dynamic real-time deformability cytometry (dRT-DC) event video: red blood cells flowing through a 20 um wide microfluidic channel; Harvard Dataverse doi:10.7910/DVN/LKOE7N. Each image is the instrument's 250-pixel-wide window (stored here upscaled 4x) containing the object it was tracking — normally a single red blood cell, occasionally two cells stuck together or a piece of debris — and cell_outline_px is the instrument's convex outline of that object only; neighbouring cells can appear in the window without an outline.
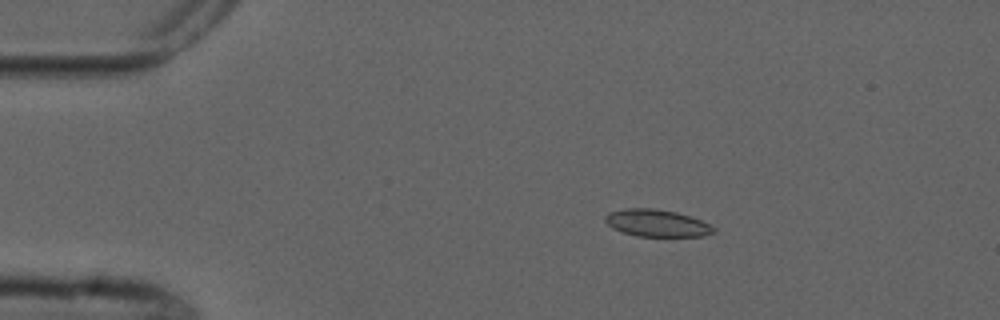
{"species": "common noctule bat (a hibernating species)", "species_latin": "Nyctalus noctula", "temperature_condition": "cold", "stored_images_in_passage": 5, "camera_frame_rate_fps": 3000, "um_per_image_px": 0.085, "animal": {"sex": "male", "forearm_length_mm": 52.5}, "frame": {"image": 1, "passage_image": 2, "time_ms": 2.0, "image_size_px": [1000, 320], "cell_outline_px": [[716, 232], [704, 236], [636, 236], [620, 232], [612, 228], [604, 220], [604, 216], [608, 212], [624, 208], [656, 208], [676, 212], [700, 220], [716, 228]], "centroid_in_image_um": [55.79, 18.96], "position_along_channel_um": 29.2, "area_um2": 17.28}}
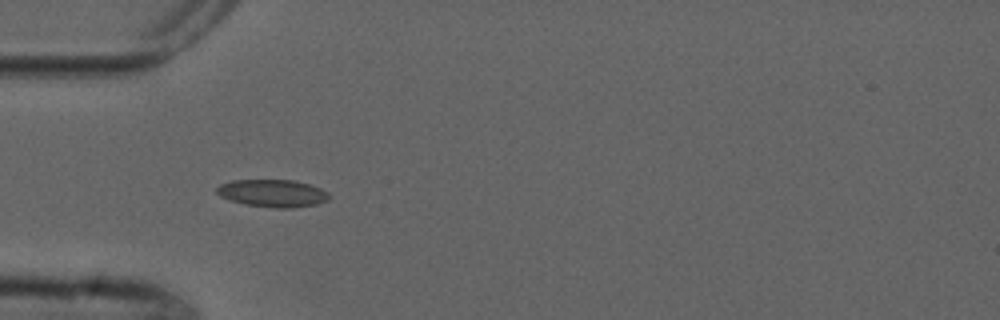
{"frame": {"image": 2, "passage_image": 4, "time_ms": 4.333, "image_size_px": [1000, 320], "cell_outline_px": [[332, 196], [328, 200], [316, 204], [292, 208], [276, 208], [244, 204], [228, 200], [220, 196], [216, 192], [216, 188], [220, 184], [232, 180], [292, 180], [308, 184], [320, 188], [328, 192]], "centroid_in_image_um": [23.16, 16.43], "position_along_channel_um": 61.8, "area_um2": 18.09}}
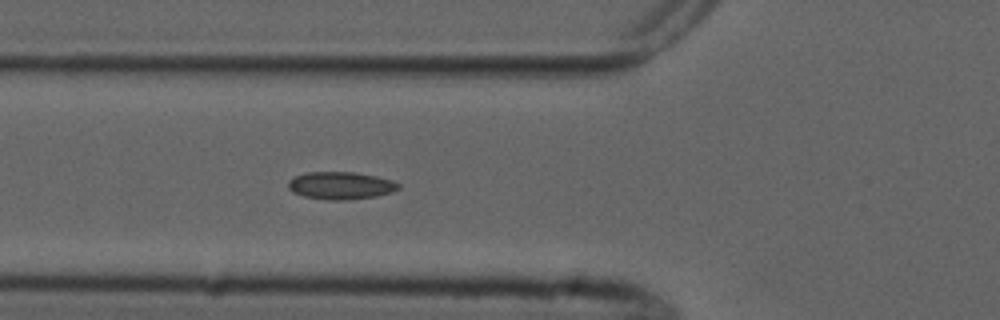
{"frame": {"image": 3, "passage_image": 5, "time_ms": 5.333, "image_size_px": [1000, 320], "cell_outline_px": [[400, 188], [392, 192], [376, 196], [344, 200], [328, 200], [304, 196], [292, 192], [288, 188], [288, 180], [304, 172], [356, 172], [376, 176], [392, 180], [400, 184]], "centroid_in_image_um": [28.95, 15.76], "position_along_channel_um": 96.8, "area_um2": 17.74}}